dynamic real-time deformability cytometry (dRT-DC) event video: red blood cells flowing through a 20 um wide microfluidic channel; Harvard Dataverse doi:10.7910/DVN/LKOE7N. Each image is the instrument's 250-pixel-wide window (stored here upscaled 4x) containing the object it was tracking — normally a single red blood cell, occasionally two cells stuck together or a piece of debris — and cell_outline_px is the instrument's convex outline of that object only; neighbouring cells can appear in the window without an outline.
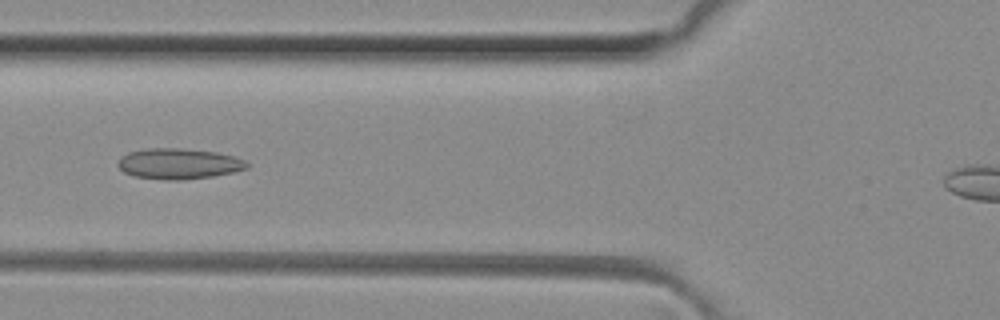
{"species": "common noctule bat (a hibernating species)", "species_latin": "Nyctalus noctula", "temperature_condition": "room temperature", "stored_images_in_passage": 43, "camera_frame_rate_fps": 3000, "um_per_image_px": 0.085, "animal": {"sex": "female", "body_mass_g": 29.2, "forearm_length_mm": 56.3}, "frame": {"image": 1, "passage_image": 18, "time_ms": 5.667, "image_size_px": [1000, 320], "cell_outline_px": [[248, 168], [232, 172], [212, 176], [180, 180], [168, 180], [136, 176], [124, 172], [116, 164], [120, 156], [128, 152], [148, 148], [180, 148], [216, 152], [232, 156], [244, 160], [248, 164]], "centroid_in_image_um": [15.15, 13.91], "position_along_channel_um": 110.6, "area_um2": 22.89}}
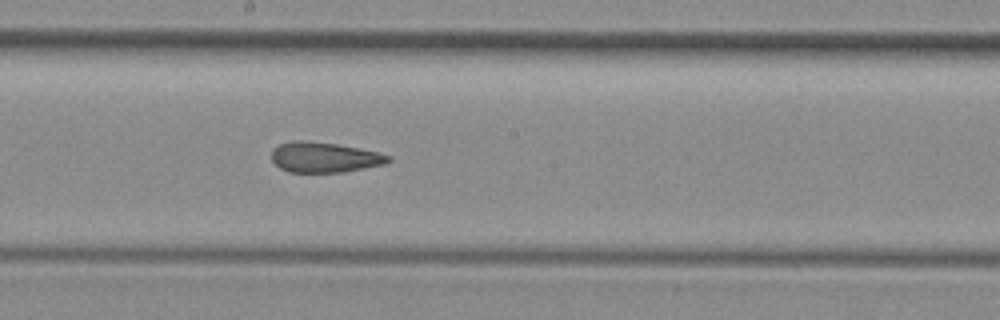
{"frame": {"image": 2, "passage_image": 26, "time_ms": 8.333, "image_size_px": [1000, 320], "cell_outline_px": [[392, 160], [384, 164], [344, 172], [288, 172], [280, 168], [272, 160], [272, 152], [280, 144], [296, 140], [304, 140], [336, 144], [360, 148], [392, 156]], "centroid_in_image_um": [27.6, 13.37], "position_along_channel_um": 220.6, "area_um2": 20.46}}
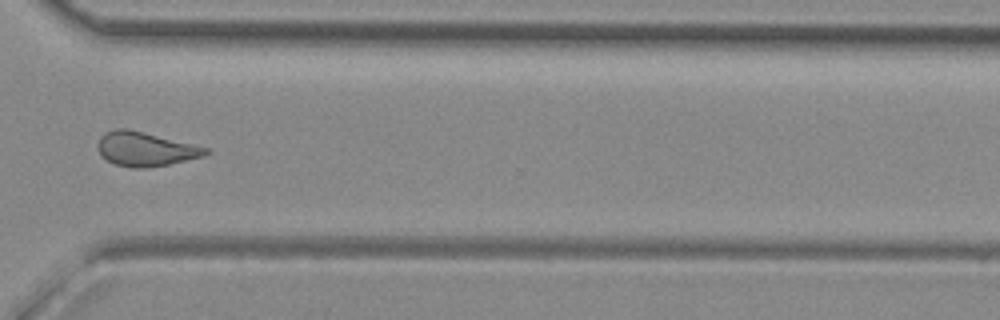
{"frame": {"image": 3, "passage_image": 36, "time_ms": 11.667, "image_size_px": [1000, 320], "cell_outline_px": [[212, 152], [204, 156], [168, 164], [148, 168], [132, 168], [116, 164], [108, 160], [100, 152], [100, 136], [104, 132], [116, 128], [124, 128], [192, 144], [208, 148]], "centroid_in_image_um": [12.39, 12.68], "position_along_channel_um": 358.2, "area_um2": 20.92}}